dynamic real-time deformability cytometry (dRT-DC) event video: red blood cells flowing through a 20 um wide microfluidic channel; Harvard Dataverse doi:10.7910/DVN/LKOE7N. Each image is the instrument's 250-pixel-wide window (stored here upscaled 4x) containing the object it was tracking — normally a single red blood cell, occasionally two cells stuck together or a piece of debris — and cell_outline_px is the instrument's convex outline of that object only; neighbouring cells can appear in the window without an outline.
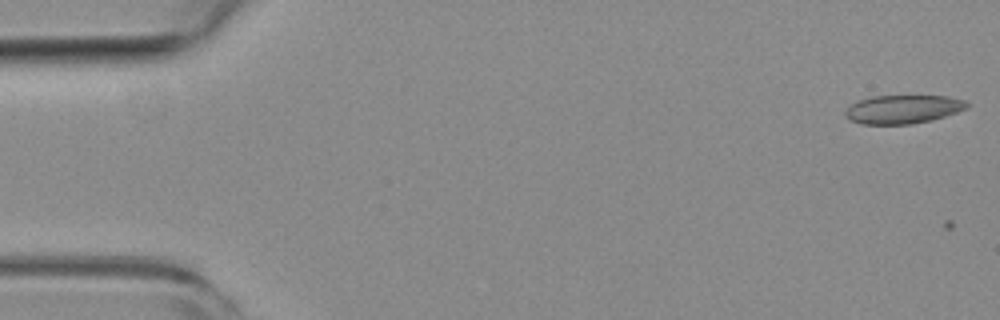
{"species": "common noctule bat (a hibernating species)", "species_latin": "Nyctalus noctula", "temperature_condition": "room temperature", "stored_images_in_passage": 3, "camera_frame_rate_fps": 3000, "um_per_image_px": 0.085, "animal": {"sex": "female", "body_mass_g": 19.3, "forearm_length_mm": 54.1}, "frame": {"image": 1, "passage_image": 2, "time_ms": 0.333, "image_size_px": [1000, 320], "cell_outline_px": [[968, 108], [932, 120], [912, 124], [860, 124], [848, 120], [844, 116], [844, 112], [848, 104], [856, 100], [872, 96], [948, 96], [964, 100], [968, 104]], "centroid_in_image_um": [76.67, 9.29], "position_along_channel_um": 8.3, "area_um2": 20.52}}